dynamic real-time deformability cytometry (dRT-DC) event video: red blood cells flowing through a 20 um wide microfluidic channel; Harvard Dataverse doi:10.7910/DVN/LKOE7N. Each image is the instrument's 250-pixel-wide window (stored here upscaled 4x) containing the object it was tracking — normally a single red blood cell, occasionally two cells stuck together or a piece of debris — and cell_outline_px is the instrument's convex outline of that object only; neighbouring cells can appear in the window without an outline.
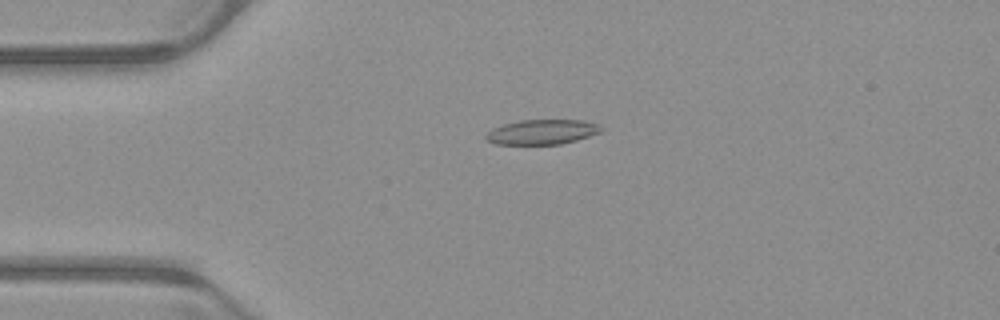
{"species": "common noctule bat (a hibernating species)", "species_latin": "Nyctalus noctula", "temperature_condition": "warm", "stored_images_in_passage": 52, "camera_frame_rate_fps": 3000, "um_per_image_px": 0.085, "animal": {"sex": "male", "body_mass_g": 23.1, "forearm_length_mm": 52.7}, "frame": {"image": 1, "passage_image": 12, "time_ms": 3.667, "image_size_px": [1000, 320], "cell_outline_px": [[604, 128], [600, 132], [576, 140], [560, 144], [496, 144], [488, 140], [484, 136], [492, 128], [504, 124], [520, 120], [580, 120], [596, 124]], "centroid_in_image_um": [46.05, 11.21], "position_along_channel_um": 38.9, "area_um2": 16.47}}
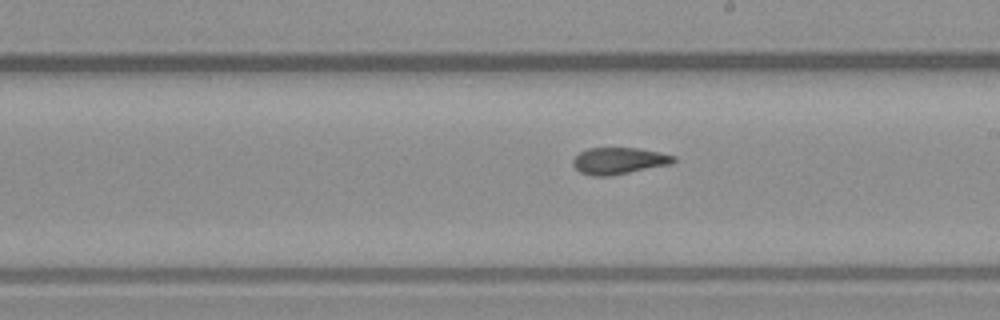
{"frame": {"image": 2, "passage_image": 29, "time_ms": 9.333, "image_size_px": [1000, 320], "cell_outline_px": [[676, 160], [672, 164], [608, 176], [592, 176], [580, 172], [572, 164], [572, 160], [580, 152], [588, 148], [636, 148], [660, 152], [676, 156]], "centroid_in_image_um": [52.61, 13.66], "position_along_channel_um": 236.4, "area_um2": 15.61}}
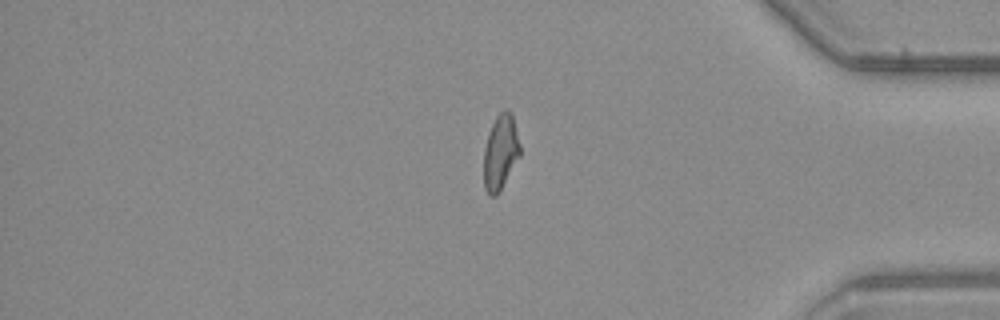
{"frame": {"image": 3, "passage_image": 43, "time_ms": 14.0, "image_size_px": [1000, 320], "cell_outline_px": [[520, 156], [500, 192], [496, 196], [488, 196], [484, 188], [484, 148], [488, 132], [496, 116], [504, 108], [508, 108], [512, 112], [520, 144]], "centroid_in_image_um": [42.54, 12.93], "position_along_channel_um": 392.7, "area_um2": 16.24}, "authors_computed_cell_mechanics": {"area_um2": 16.3863, "velocity_mm_per_s": 3.9659, "shape_relaxation_time_tau1_ms": null, "shape_relaxation_time_tau2_ms": 3.1155, "deformation_change_tau1": null, "deformation_change_tau2": 0.0979}}